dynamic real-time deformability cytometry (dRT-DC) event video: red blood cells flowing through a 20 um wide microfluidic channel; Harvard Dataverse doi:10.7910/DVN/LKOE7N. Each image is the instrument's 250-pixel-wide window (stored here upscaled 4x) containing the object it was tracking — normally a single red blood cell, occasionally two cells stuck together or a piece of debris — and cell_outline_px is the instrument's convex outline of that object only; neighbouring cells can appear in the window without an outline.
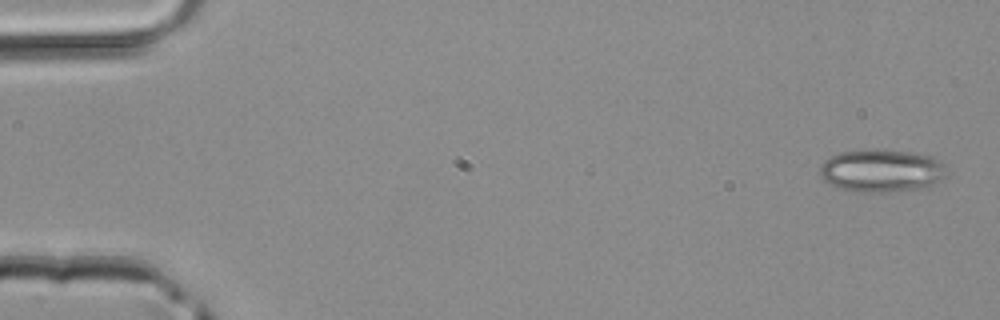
{"species": "common noctule bat (a hibernating species)", "species_latin": "Nyctalus noctula", "temperature_condition": "room temperature", "stored_images_in_passage": 5, "camera_frame_rate_fps": 3000, "um_per_image_px": 0.085, "animal": {"sex": "male", "body_mass_g": 20.4}, "frame": {"image": 1, "passage_image": 1, "time_ms": 0.0, "image_size_px": [1000, 320], "cell_outline_px": [[948, 172], [940, 180], [916, 188], [896, 192], [864, 192], [840, 188], [824, 180], [820, 176], [820, 168], [824, 160], [840, 152], [868, 148], [872, 148], [908, 152], [928, 156], [940, 160]], "centroid_in_image_um": [74.89, 14.49], "position_along_channel_um": 10.1, "area_um2": 31.33}}